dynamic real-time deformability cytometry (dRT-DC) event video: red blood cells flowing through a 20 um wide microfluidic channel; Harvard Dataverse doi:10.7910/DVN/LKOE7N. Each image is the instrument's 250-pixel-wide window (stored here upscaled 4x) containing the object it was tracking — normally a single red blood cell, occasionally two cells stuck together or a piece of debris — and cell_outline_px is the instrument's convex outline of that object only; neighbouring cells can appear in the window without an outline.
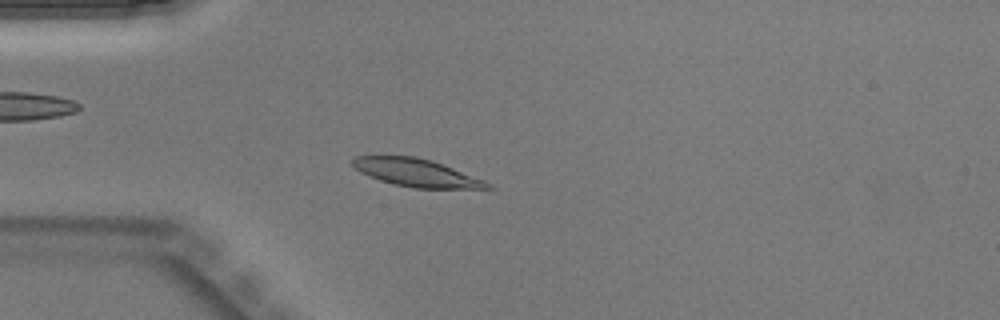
{"species": "Egyptian fruit bat (a non-hibernating species)", "species_latin": "Rousettus aegyptiacus", "temperature_condition": "warm", "stored_images_in_passage": 39, "segment_of_instrument_passage": [1, 2], "camera_frame_rate_fps": 3000, "um_per_image_px": 0.085, "animal": {"sex": "male"}, "frame": {"image": 1, "passage_image": 6, "time_ms": 1.667, "image_size_px": [1000, 320], "cell_outline_px": [[496, 188], [416, 188], [392, 184], [380, 180], [360, 172], [352, 164], [352, 160], [356, 156], [416, 156], [432, 160], [484, 180], [492, 184]], "centroid_in_image_um": [35.4, 14.68], "position_along_channel_um": 49.6, "area_um2": 21.62}}
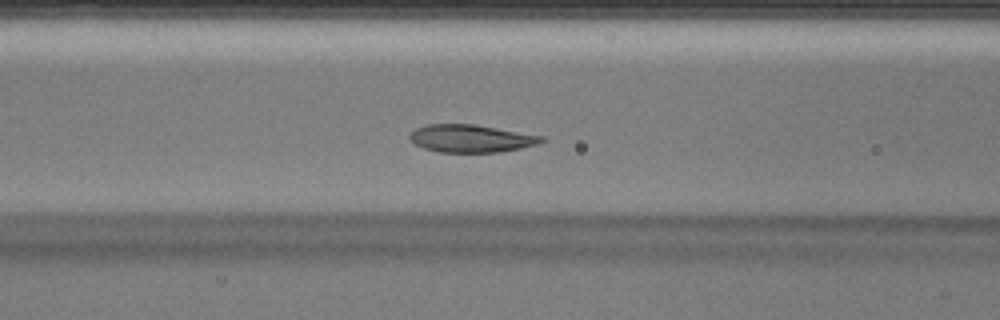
{"frame": {"image": 2, "passage_image": 12, "time_ms": 3.667, "image_size_px": [1000, 320], "cell_outline_px": [[548, 140], [536, 144], [520, 148], [496, 152], [440, 152], [424, 148], [416, 144], [408, 136], [416, 128], [428, 124], [472, 124], [544, 136]], "centroid_in_image_um": [40.05, 11.77], "position_along_channel_um": 126.5, "area_um2": 20.98}}